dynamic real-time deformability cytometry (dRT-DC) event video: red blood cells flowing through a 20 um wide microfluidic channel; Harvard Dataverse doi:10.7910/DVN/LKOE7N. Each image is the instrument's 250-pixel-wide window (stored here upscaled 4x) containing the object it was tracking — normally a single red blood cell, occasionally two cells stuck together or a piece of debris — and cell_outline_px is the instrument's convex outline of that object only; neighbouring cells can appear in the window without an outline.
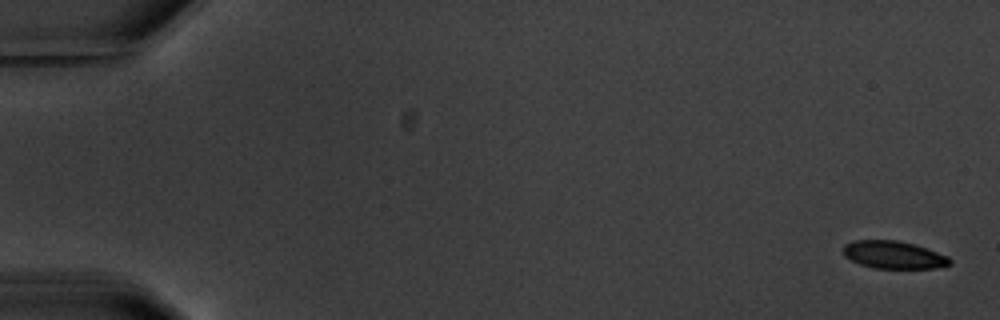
{"species": "common noctule bat (a hibernating species)", "species_latin": "Nyctalus noctula", "temperature_condition": "warm", "stored_images_in_passage": 5, "camera_frame_rate_fps": 3000, "um_per_image_px": 0.085, "animal": {"sex": "male", "body_mass_g": 20.1, "forearm_length_mm": 53.5}, "frame": {"image": 1, "passage_image": 1, "time_ms": 0.0, "image_size_px": [1000, 320], "cell_outline_px": [[952, 264], [936, 268], [876, 268], [860, 264], [844, 256], [844, 244], [852, 240], [896, 240], [916, 244], [948, 256], [952, 260]], "centroid_in_image_um": [75.98, 21.65], "position_along_channel_um": 9.0, "area_um2": 17.22}}
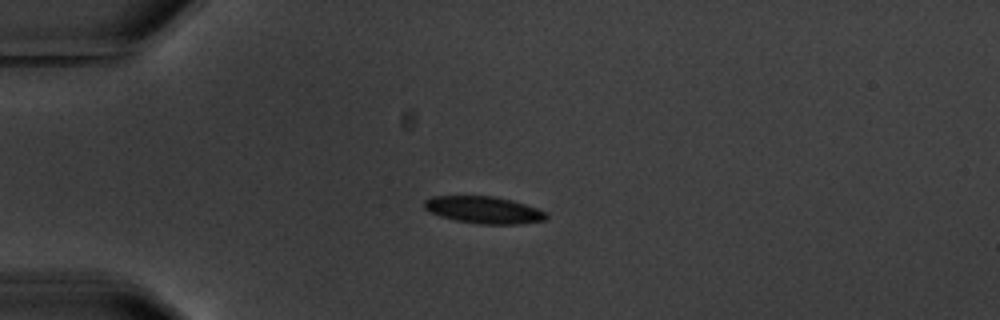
{"frame": {"image": 2, "passage_image": 5, "time_ms": 4.667, "image_size_px": [1000, 320], "cell_outline_px": [[548, 216], [544, 220], [520, 224], [480, 224], [456, 220], [440, 216], [424, 208], [424, 200], [432, 196], [492, 196], [512, 200], [536, 208], [544, 212]], "centroid_in_image_um": [41.1, 17.84], "position_along_channel_um": 43.9, "area_um2": 19.02}}